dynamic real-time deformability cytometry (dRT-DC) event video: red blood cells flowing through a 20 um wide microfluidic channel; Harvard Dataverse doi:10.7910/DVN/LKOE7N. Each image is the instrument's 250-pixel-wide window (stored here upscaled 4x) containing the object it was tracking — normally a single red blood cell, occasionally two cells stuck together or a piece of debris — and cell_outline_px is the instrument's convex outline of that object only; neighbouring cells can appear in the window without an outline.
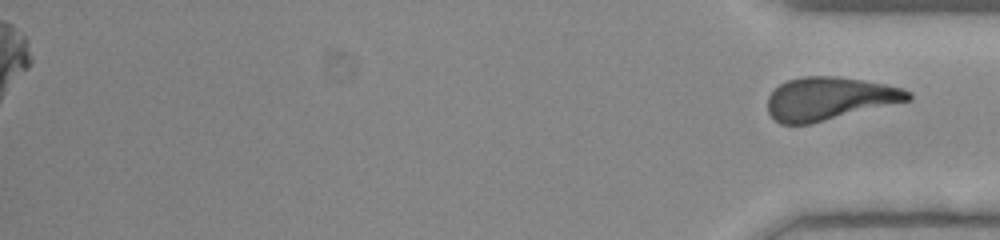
{"species": "human", "species_latin": "Homo sapiens", "temperature_condition": "room temperature", "stored_images_in_passage": 48, "segment_of_instrument_passage": [2, 2], "camera_frame_rate_fps": 3000, "um_per_image_px": 0.085, "donor": {"sex": "female"}, "frame": {"image": 1, "passage_image": 48, "time_ms": 15.667, "image_size_px": [1000, 240], "cell_outline_px": [[912, 100], [812, 124], [780, 124], [768, 112], [768, 96], [780, 84], [788, 80], [804, 76], [836, 76], [884, 84], [904, 88], [912, 92]], "centroid_in_image_um": [70.53, 8.39], "position_along_channel_um": 364.7, "area_um2": 35.32}}